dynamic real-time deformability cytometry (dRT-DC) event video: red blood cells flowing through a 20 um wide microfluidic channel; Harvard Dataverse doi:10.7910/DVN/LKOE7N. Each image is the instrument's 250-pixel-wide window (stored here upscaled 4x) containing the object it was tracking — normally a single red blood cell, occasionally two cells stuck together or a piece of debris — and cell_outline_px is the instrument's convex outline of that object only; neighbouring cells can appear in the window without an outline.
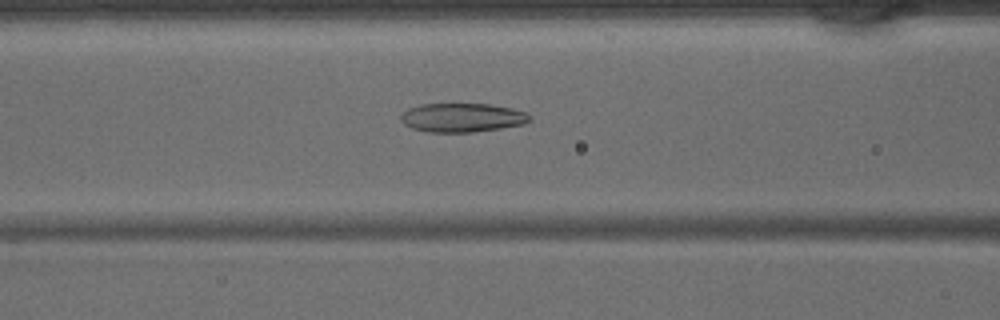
{"species": "common noctule bat (a hibernating species)", "species_latin": "Nyctalus noctula", "temperature_condition": "warm", "stored_images_in_passage": 42, "camera_frame_rate_fps": 3000, "um_per_image_px": 0.085, "animal": {"sex": "male", "body_mass_g": 15.6}, "frame": {"image": 1, "passage_image": 16, "time_ms": 5.0, "image_size_px": [1000, 320], "cell_outline_px": [[532, 120], [524, 124], [500, 128], [472, 132], [428, 132], [412, 128], [404, 124], [400, 120], [400, 116], [408, 108], [420, 104], [488, 104], [512, 108], [524, 112], [532, 116]], "centroid_in_image_um": [39.28, 9.99], "position_along_channel_um": 127.3, "area_um2": 21.73}}
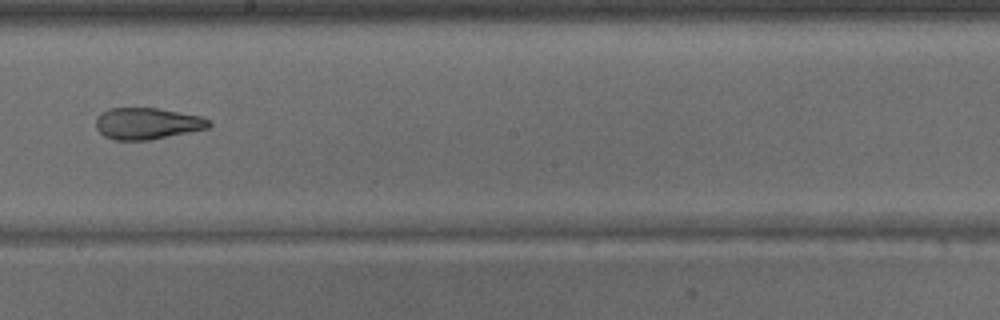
{"frame": {"image": 2, "passage_image": 23, "time_ms": 7.333, "image_size_px": [1000, 320], "cell_outline_px": [[212, 124], [208, 128], [148, 140], [112, 140], [104, 136], [96, 128], [96, 120], [108, 108], [156, 108], [200, 116], [212, 120]], "centroid_in_image_um": [12.52, 10.5], "position_along_channel_um": 235.7, "area_um2": 20.58}}
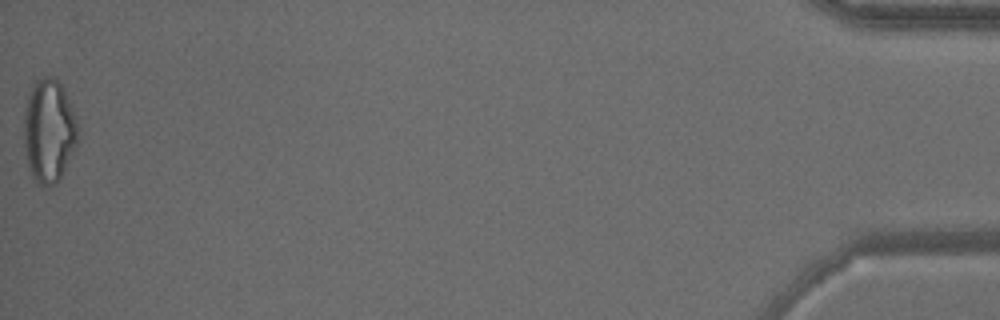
{"frame": {"image": 3, "passage_image": 42, "time_ms": 13.667, "image_size_px": [1000, 320], "cell_outline_px": [[76, 144], [60, 180], [44, 188], [36, 184], [28, 168], [24, 144], [24, 112], [28, 96], [32, 84], [36, 80], [44, 76], [52, 76], [60, 80], [64, 88], [76, 124]], "centroid_in_image_um": [4.11, 11.13], "position_along_channel_um": 431.1, "area_um2": 32.43}}